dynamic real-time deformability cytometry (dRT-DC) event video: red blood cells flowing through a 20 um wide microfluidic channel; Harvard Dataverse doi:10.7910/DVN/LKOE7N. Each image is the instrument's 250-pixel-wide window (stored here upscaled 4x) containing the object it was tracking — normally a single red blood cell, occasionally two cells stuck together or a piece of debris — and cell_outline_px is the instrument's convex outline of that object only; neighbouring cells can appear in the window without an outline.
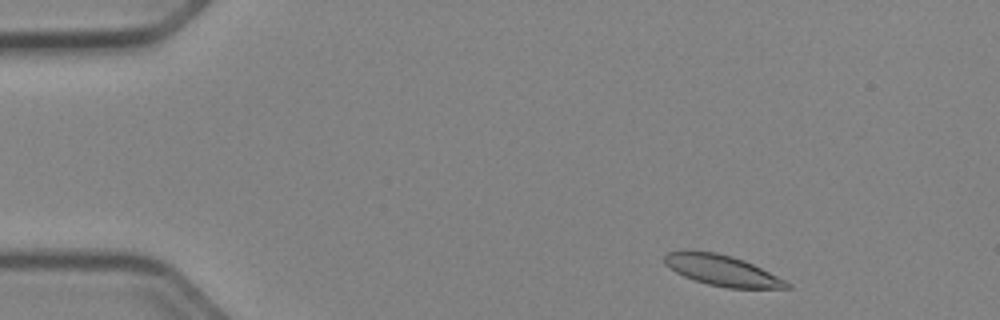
{"species": "Egyptian fruit bat (a non-hibernating species)", "species_latin": "Rousettus aegyptiacus", "temperature_condition": "cold", "stored_images_in_passage": 46, "camera_frame_rate_fps": 3000, "um_per_image_px": 0.085, "animal": {"sex": "female"}, "frame": {"image": 1, "passage_image": 1, "time_ms": 0.0, "image_size_px": [1000, 320], "cell_outline_px": [[792, 288], [728, 288], [708, 284], [684, 276], [676, 272], [664, 264], [664, 256], [668, 252], [716, 252], [732, 256], [744, 260], [792, 284]], "centroid_in_image_um": [61.4, 23.0], "position_along_channel_um": 23.6, "area_um2": 21.33}}
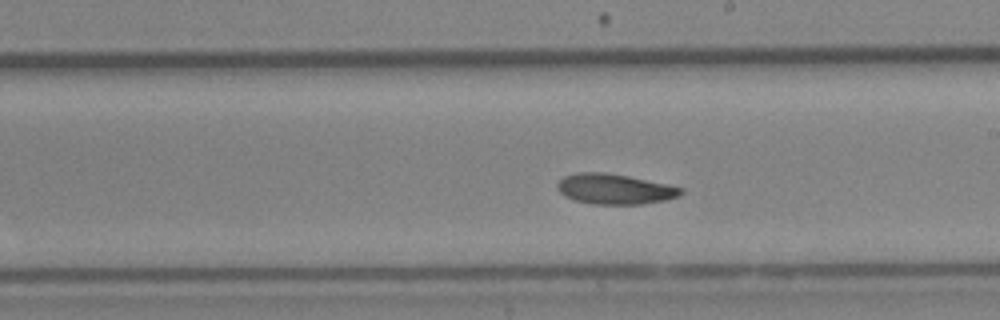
{"frame": {"image": 2, "passage_image": 24, "time_ms": 7.667, "image_size_px": [1000, 320], "cell_outline_px": [[684, 192], [680, 196], [664, 200], [640, 204], [592, 204], [576, 200], [564, 196], [556, 188], [556, 184], [564, 176], [576, 172], [604, 172], [628, 176], [668, 184], [684, 188]], "centroid_in_image_um": [52.25, 16.06], "position_along_channel_um": 236.8, "area_um2": 21.91}}
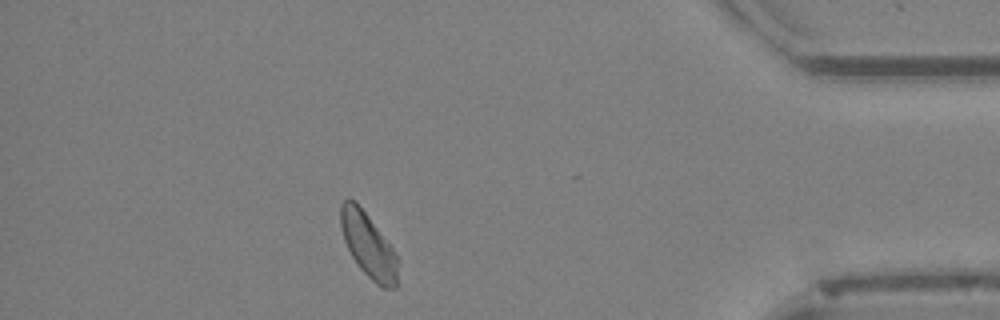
{"frame": {"image": 3, "passage_image": 40, "time_ms": 13.0, "image_size_px": [1000, 320], "cell_outline_px": [[396, 288], [380, 288], [360, 268], [352, 256], [344, 240], [340, 224], [340, 204], [348, 196], [356, 200], [392, 248], [396, 256]], "centroid_in_image_um": [31.25, 20.8], "position_along_channel_um": 403.9, "area_um2": 21.1}, "authors_computed_cell_mechanics": {"area_um2": 21.9351, "velocity_mm_per_s": 3.8949, "shape_relaxation_time_tau1_ms": 5.0978, "shape_relaxation_time_tau2_ms": 10.8531, "deformation_change_tau1": 0.1036, "deformation_change_tau2": 0.1683}}